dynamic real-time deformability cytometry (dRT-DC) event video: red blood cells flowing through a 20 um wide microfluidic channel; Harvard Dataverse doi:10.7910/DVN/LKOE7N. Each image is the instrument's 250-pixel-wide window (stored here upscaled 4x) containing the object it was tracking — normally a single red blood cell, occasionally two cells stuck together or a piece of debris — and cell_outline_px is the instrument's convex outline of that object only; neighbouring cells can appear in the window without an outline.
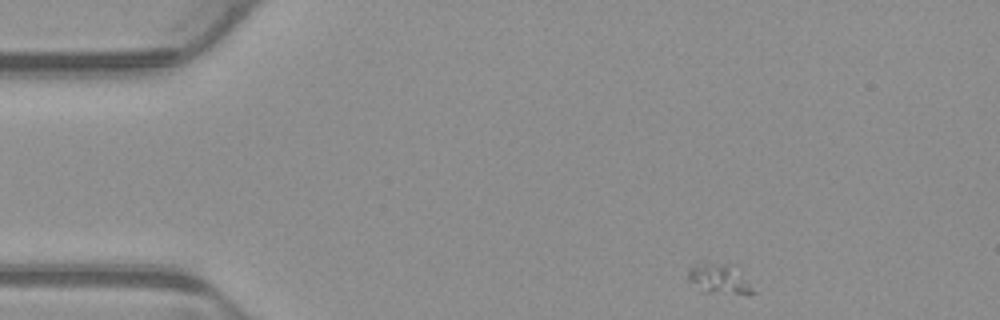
{"species": "common noctule bat (a hibernating species)", "species_latin": "Nyctalus noctula", "temperature_condition": "warm", "stored_images_in_passage": 4, "camera_frame_rate_fps": 3000, "um_per_image_px": 0.085, "animal": {"sex": "male", "body_mass_g": 23.1, "forearm_length_mm": 52.7}, "frame": {"image": 1, "passage_image": 1, "time_ms": 0.0, "image_size_px": [1000, 320], "cell_outline_px": [[756, 292], [748, 296], [704, 292], [688, 280], [688, 272], [700, 260], [708, 260], [740, 264]], "centroid_in_image_um": [61.26, 23.65], "position_along_channel_um": 23.7, "area_um2": 12.72}}